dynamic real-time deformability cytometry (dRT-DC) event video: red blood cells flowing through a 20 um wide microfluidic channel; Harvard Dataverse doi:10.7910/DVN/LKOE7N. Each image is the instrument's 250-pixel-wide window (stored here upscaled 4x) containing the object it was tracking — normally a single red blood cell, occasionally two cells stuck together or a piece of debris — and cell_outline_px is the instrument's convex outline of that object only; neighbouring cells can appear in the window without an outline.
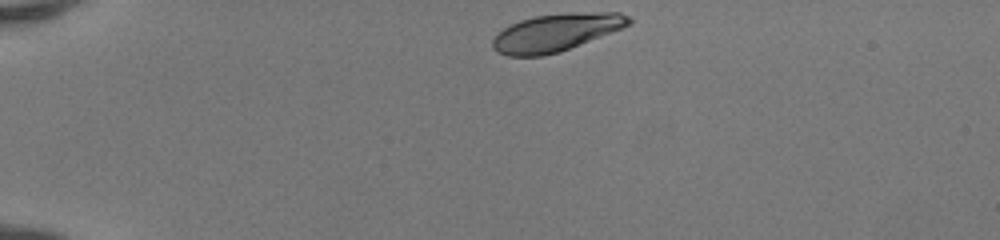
{"species": "human", "species_latin": "Homo sapiens", "temperature_condition": "room temperature", "stored_images_in_passage": 40, "camera_frame_rate_fps": 3000, "um_per_image_px": 0.085, "donor": {"sex": "female"}, "frame": {"image": 1, "passage_image": 1, "time_ms": 0.0, "image_size_px": [1000, 240], "cell_outline_px": [[632, 24], [560, 52], [544, 56], [508, 56], [496, 52], [492, 48], [492, 40], [504, 28], [520, 20], [536, 16], [572, 12], [620, 12], [628, 16], [632, 20]], "centroid_in_image_um": [47.27, 2.76], "position_along_channel_um": 37.7, "area_um2": 29.77}}
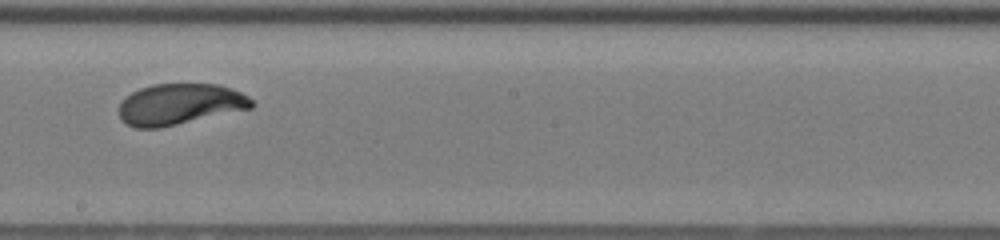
{"frame": {"image": 2, "passage_image": 20, "time_ms": 6.333, "image_size_px": [1000, 240], "cell_outline_px": [[256, 104], [252, 108], [160, 128], [136, 128], [120, 120], [120, 104], [132, 92], [140, 88], [152, 84], [220, 84], [232, 88], [248, 96]], "centroid_in_image_um": [15.32, 8.86], "position_along_channel_um": 232.9, "area_um2": 31.73}}
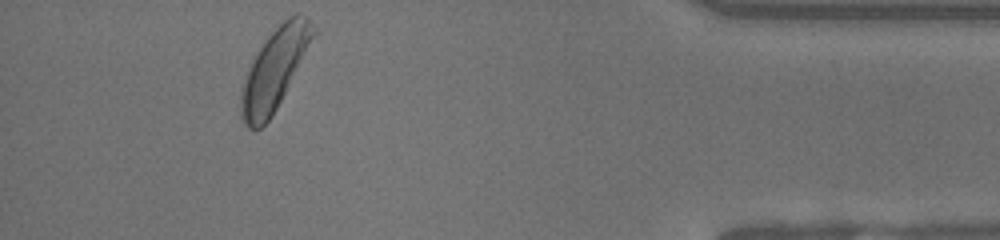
{"frame": {"image": 3, "passage_image": 36, "time_ms": 11.667, "image_size_px": [1000, 240], "cell_outline_px": [[316, 32], [276, 108], [268, 120], [260, 128], [248, 128], [244, 124], [240, 116], [240, 96], [244, 80], [256, 52], [268, 36], [288, 16], [296, 12], [304, 16], [308, 20]], "centroid_in_image_um": [23.29, 5.9], "position_along_channel_um": 411.9, "area_um2": 32.71}, "authors_computed_cell_mechanics": {"area_um2": 31.8767, "velocity_mm_per_s": 4.1211, "shape_relaxation_time_tau1_ms": 2.4585, "shape_relaxation_time_tau2_ms": null, "deformation_change_tau1": 0.169, "deformation_change_tau2": null}}